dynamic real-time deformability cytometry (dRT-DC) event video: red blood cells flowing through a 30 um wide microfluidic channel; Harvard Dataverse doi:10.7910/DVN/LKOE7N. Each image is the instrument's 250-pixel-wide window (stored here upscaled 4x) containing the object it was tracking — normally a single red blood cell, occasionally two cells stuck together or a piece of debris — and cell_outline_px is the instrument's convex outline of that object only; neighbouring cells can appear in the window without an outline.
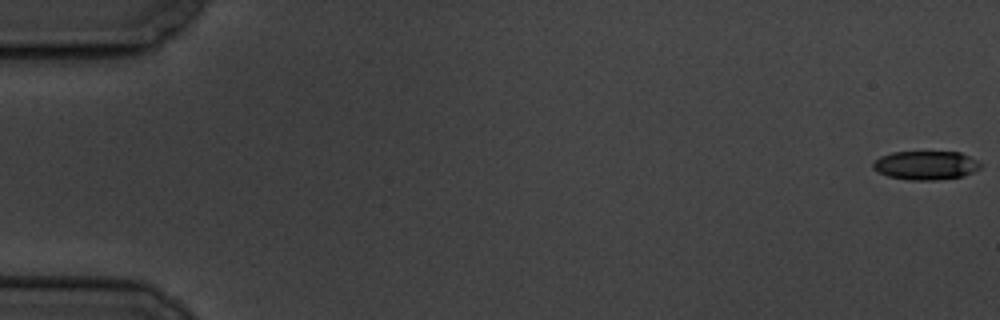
{"species": "common noctule bat (a hibernating species)", "species_latin": "Nyctalus noctula", "temperature_condition": "cold", "stored_images_in_passage": 58, "camera_frame_rate_fps": 3000, "um_per_image_px": 0.085, "animal": {"sex": "male", "body_mass_g": 19.5, "forearm_length_mm": 54.6}, "frame": {"image": 1, "passage_image": 1, "time_ms": 0.0, "image_size_px": [1000, 320], "cell_outline_px": [[984, 164], [980, 168], [964, 176], [936, 180], [908, 180], [888, 176], [876, 172], [872, 168], [872, 164], [880, 156], [892, 152], [960, 152]], "centroid_in_image_um": [78.68, 14.06], "position_along_channel_um": 6.3, "area_um2": 18.15}}
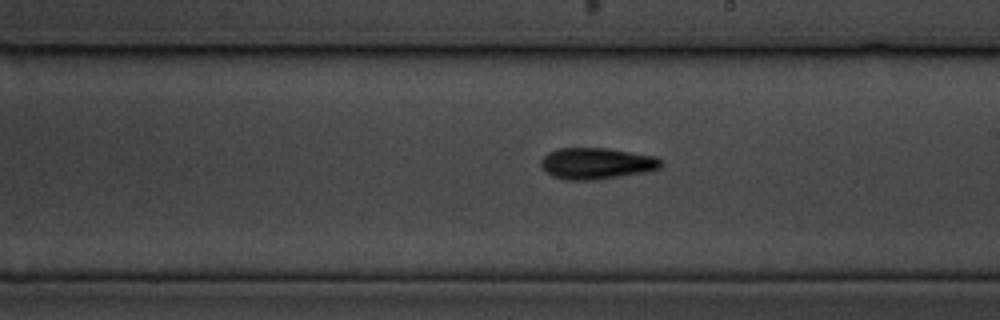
{"frame": {"image": 2, "passage_image": 34, "time_ms": 11.0, "image_size_px": [1000, 320], "cell_outline_px": [[664, 164], [660, 168], [648, 172], [596, 180], [564, 180], [552, 176], [544, 172], [540, 164], [540, 160], [548, 152], [556, 148], [608, 148], [656, 156]], "centroid_in_image_um": [50.69, 13.9], "position_along_channel_um": 238.3, "area_um2": 22.37}}
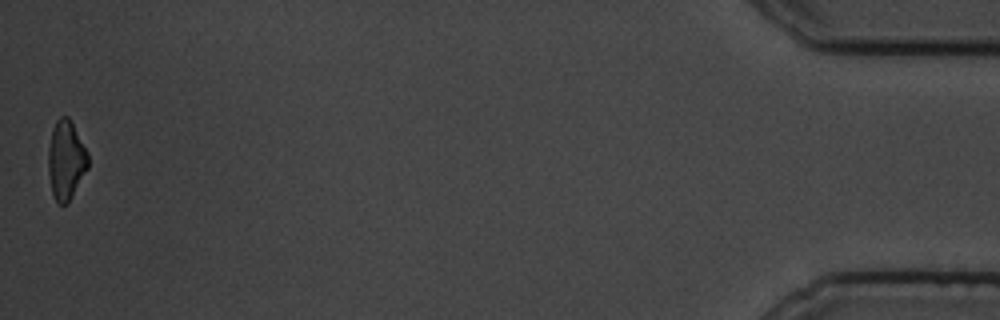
{"frame": {"image": 3, "passage_image": 58, "time_ms": 19.0, "image_size_px": [1000, 320], "cell_outline_px": [[88, 168], [68, 204], [60, 204], [56, 200], [52, 192], [48, 172], [48, 148], [52, 128], [56, 120], [60, 116], [68, 116], [88, 152]], "centroid_in_image_um": [5.6, 13.6], "position_along_channel_um": 429.6, "area_um2": 18.38}, "authors_computed_cell_mechanics": {"area_um2": 20.3456, "velocity_mm_per_s": 3.5157, "shape_relaxation_time_tau1_ms": 3.8381, "shape_relaxation_time_tau2_ms": 5.8579, "deformation_change_tau1": 0.1245, "deformation_change_tau2": 0.1498}}